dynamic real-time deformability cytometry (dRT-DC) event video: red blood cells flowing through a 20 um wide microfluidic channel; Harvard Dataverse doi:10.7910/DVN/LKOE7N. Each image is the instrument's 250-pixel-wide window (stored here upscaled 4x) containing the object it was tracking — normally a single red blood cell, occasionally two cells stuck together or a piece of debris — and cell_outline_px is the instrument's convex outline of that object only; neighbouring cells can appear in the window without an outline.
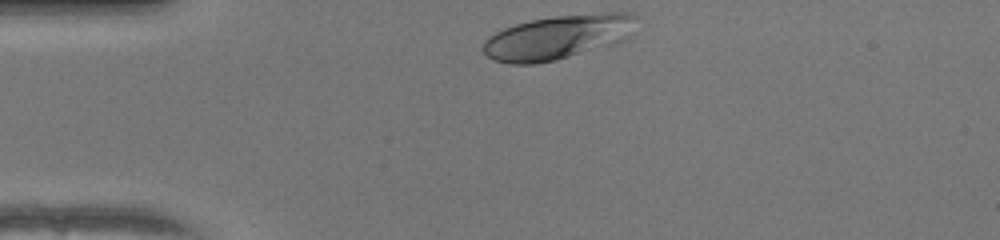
{"species": "human", "species_latin": "Homo sapiens", "temperature_condition": "warm", "stored_images_in_passage": 31, "camera_frame_rate_fps": 3000, "um_per_image_px": 0.085, "donor": {"sex": "female"}, "frame": {"image": 1, "passage_image": 1, "time_ms": 0.0, "image_size_px": [1000, 240], "cell_outline_px": [[636, 16], [628, 40], [616, 44], [556, 60], [532, 64], [508, 64], [492, 60], [480, 48], [484, 40], [488, 36], [504, 28], [516, 24], [532, 20], [556, 16], [604, 12], [632, 12]], "centroid_in_image_um": [47.41, 3.17], "position_along_channel_um": 37.6, "area_um2": 39.82}}
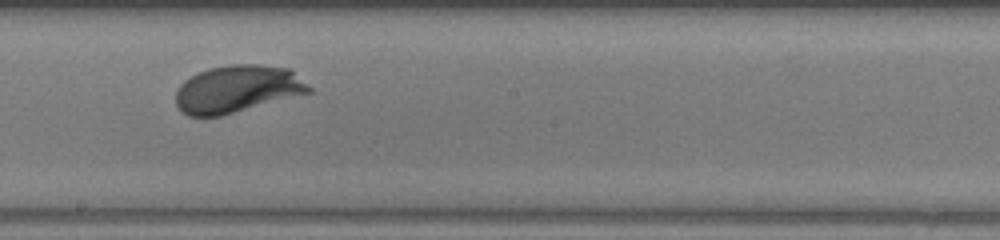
{"frame": {"image": 2, "passage_image": 18, "time_ms": 5.667, "image_size_px": [1000, 240], "cell_outline_px": [[312, 92], [220, 116], [188, 116], [180, 112], [176, 104], [176, 92], [180, 84], [184, 80], [208, 68], [232, 64], [260, 64], [292, 68], [312, 88]], "centroid_in_image_um": [20.19, 7.55], "position_along_channel_um": 228.0, "area_um2": 36.99}}
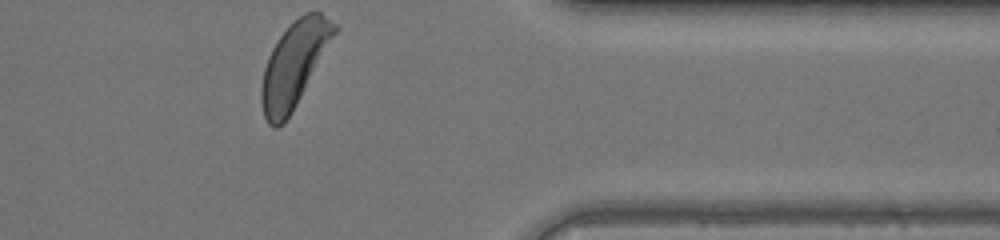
{"frame": {"image": 3, "passage_image": 31, "time_ms": 10.0, "image_size_px": [1000, 240], "cell_outline_px": [[340, 28], [296, 104], [284, 124], [276, 128], [272, 128], [268, 124], [264, 116], [260, 100], [260, 88], [264, 68], [268, 56], [276, 40], [304, 12], [320, 12], [340, 24]], "centroid_in_image_um": [25.01, 5.47], "position_along_channel_um": 386.4, "area_um2": 36.01}, "authors_computed_cell_mechanics": {"area_um2": 36.125, "velocity_mm_per_s": 4.022, "shape_relaxation_time_tau1_ms": 1.8784, "shape_relaxation_time_tau2_ms": null, "deformation_change_tau1": 0.1393, "deformation_change_tau2": null}}